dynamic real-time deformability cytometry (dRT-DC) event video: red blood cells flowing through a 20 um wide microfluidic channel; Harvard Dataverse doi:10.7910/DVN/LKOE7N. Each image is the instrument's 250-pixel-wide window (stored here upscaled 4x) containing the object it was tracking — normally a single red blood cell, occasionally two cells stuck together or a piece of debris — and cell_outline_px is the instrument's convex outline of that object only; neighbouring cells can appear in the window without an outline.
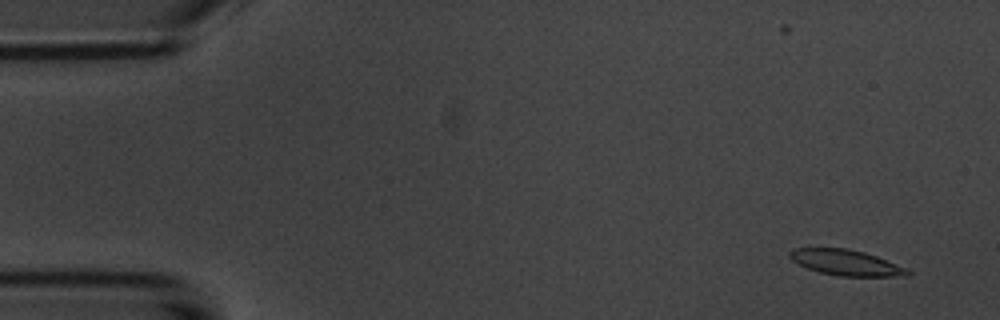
{"species": "common noctule bat (a hibernating species)", "species_latin": "Nyctalus noctula", "temperature_condition": "room temperature", "stored_images_in_passage": 7, "camera_frame_rate_fps": 3000, "um_per_image_px": 0.085, "animal": {"sex": "male", "body_mass_g": 20.1, "forearm_length_mm": 53.5}, "frame": {"image": 1, "passage_image": 1, "time_ms": 0.0, "image_size_px": [1000, 320], "cell_outline_px": [[912, 272], [908, 276], [840, 276], [820, 272], [808, 268], [792, 260], [788, 256], [788, 252], [792, 248], [848, 248], [864, 252], [876, 256], [908, 268]], "centroid_in_image_um": [71.93, 22.31], "position_along_channel_um": 13.1, "area_um2": 17.63}}
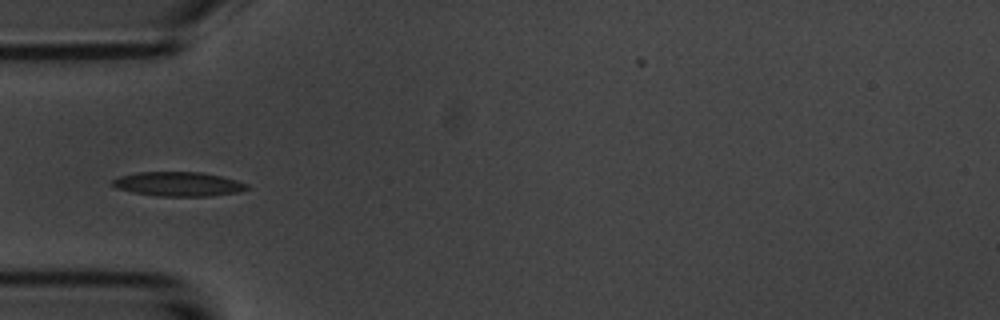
{"frame": {"image": 2, "passage_image": 5, "time_ms": 4.667, "image_size_px": [1000, 320], "cell_outline_px": [[252, 188], [240, 192], [208, 196], [156, 196], [132, 192], [116, 188], [112, 184], [112, 180], [120, 176], [136, 172], [200, 172], [220, 176], [236, 180], [248, 184]], "centroid_in_image_um": [15.18, 15.65], "position_along_channel_um": 69.8, "area_um2": 19.13}}
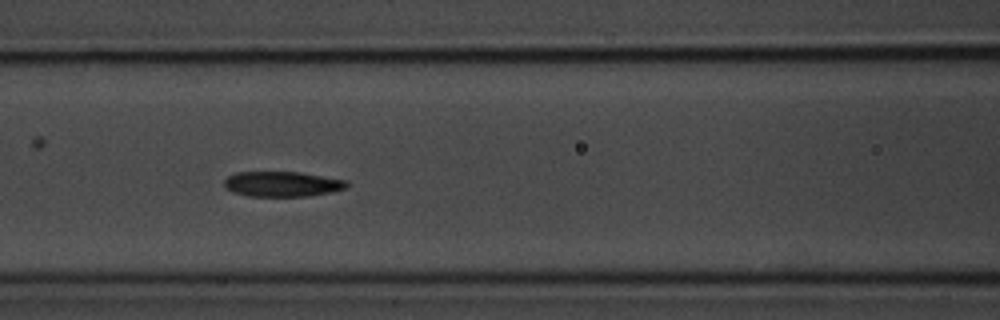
{"frame": {"image": 3, "passage_image": 7, "time_ms": 6.667, "image_size_px": [1000, 320], "cell_outline_px": [[348, 188], [332, 192], [308, 196], [248, 196], [232, 192], [224, 188], [224, 180], [228, 176], [236, 172], [300, 172], [348, 180]], "centroid_in_image_um": [24.0, 15.64], "position_along_channel_um": 142.6, "area_um2": 18.21}}